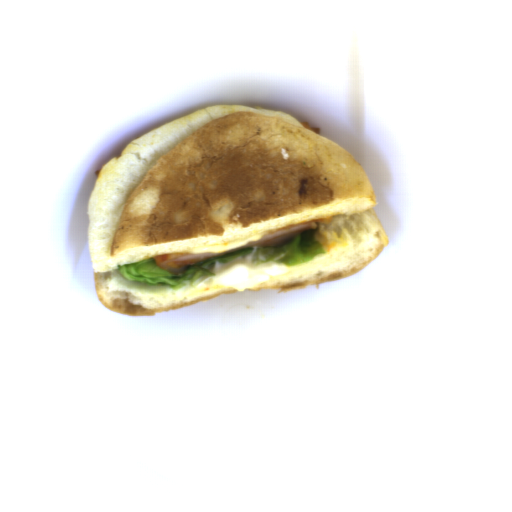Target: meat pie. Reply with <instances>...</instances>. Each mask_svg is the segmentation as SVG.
Wrapping results in <instances>:
<instances>
[{"instance_id":"2","label":"meat pie","mask_w":512,"mask_h":512,"mask_svg":"<svg viewBox=\"0 0 512 512\" xmlns=\"http://www.w3.org/2000/svg\"><path fill=\"white\" fill-rule=\"evenodd\" d=\"M300 123H301L302 125H304L307 129H309V130H311V131H314V132H316V133H318V134H320V135H321V132H320L319 127L312 126V125H310L307 121H302V122H300Z\"/></svg>"},{"instance_id":"1","label":"meat pie","mask_w":512,"mask_h":512,"mask_svg":"<svg viewBox=\"0 0 512 512\" xmlns=\"http://www.w3.org/2000/svg\"><path fill=\"white\" fill-rule=\"evenodd\" d=\"M331 223V218L314 219L276 229L263 235L261 240L250 241L236 249L225 253H164L152 257L154 263L161 270L172 275L182 274L184 270L196 263L210 260L213 258L225 256L245 248H275L285 242L290 241L302 232L320 229Z\"/></svg>"}]
</instances>
